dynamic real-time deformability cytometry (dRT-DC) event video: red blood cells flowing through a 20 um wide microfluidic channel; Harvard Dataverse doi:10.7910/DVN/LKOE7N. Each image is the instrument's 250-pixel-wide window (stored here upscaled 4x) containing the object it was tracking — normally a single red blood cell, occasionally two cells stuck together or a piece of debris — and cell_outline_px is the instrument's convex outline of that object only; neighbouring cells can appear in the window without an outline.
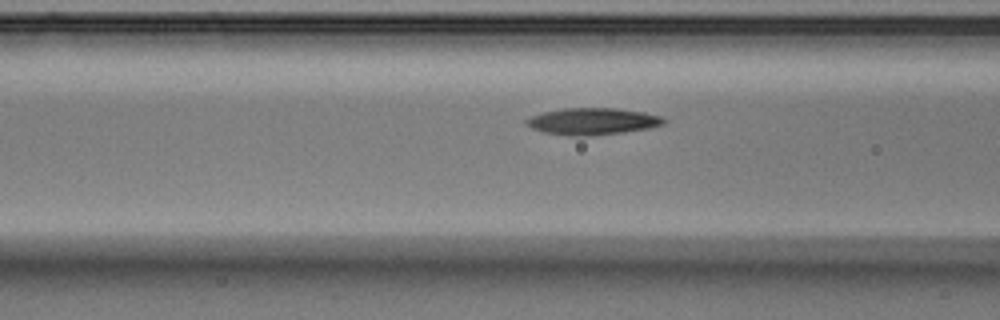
{"species": "Egyptian fruit bat (a non-hibernating species)", "species_latin": "Rousettus aegyptiacus", "temperature_condition": "warm", "stored_images_in_passage": 8, "camera_frame_rate_fps": 3000, "um_per_image_px": 0.085, "animal": {"sex": "male"}, "frame": {"image": 1, "passage_image": 6, "time_ms": 1.667, "image_size_px": [1000, 320], "cell_outline_px": [[668, 120], [664, 124], [648, 128], [620, 132], [584, 136], [572, 136], [544, 132], [532, 128], [524, 120], [532, 116], [544, 112], [564, 108], [616, 108], [644, 112], [660, 116]], "centroid_in_image_um": [50.38, 10.3], "position_along_channel_um": 116.2, "area_um2": 21.15}}